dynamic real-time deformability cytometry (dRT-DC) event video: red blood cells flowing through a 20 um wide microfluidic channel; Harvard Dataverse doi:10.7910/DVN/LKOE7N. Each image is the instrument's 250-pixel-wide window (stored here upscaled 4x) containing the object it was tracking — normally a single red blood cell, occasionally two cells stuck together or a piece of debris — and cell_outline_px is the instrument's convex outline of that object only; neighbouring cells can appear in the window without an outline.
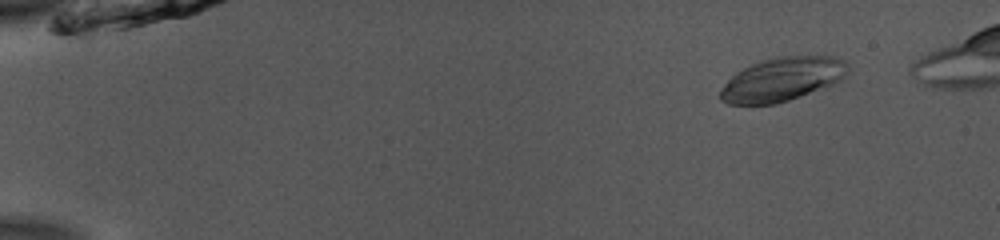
{"species": "common noctule bat (a hibernating species)", "species_latin": "Nyctalus noctula", "temperature_condition": "room temperature", "stored_images_in_passage": 52, "camera_frame_rate_fps": 3000, "um_per_image_px": 0.085, "animal": {"sex": "male", "body_mass_g": 13.0, "forearm_length_mm": 53.1}, "frame": {"image": 1, "passage_image": 6, "time_ms": 1.667, "image_size_px": [1000, 240], "cell_outline_px": [[848, 72], [840, 80], [832, 84], [788, 100], [776, 104], [728, 104], [720, 100], [720, 92], [724, 84], [736, 72], [752, 64], [776, 56], [840, 56], [848, 64]], "centroid_in_image_um": [66.5, 6.73], "position_along_channel_um": 18.5, "area_um2": 32.25}}